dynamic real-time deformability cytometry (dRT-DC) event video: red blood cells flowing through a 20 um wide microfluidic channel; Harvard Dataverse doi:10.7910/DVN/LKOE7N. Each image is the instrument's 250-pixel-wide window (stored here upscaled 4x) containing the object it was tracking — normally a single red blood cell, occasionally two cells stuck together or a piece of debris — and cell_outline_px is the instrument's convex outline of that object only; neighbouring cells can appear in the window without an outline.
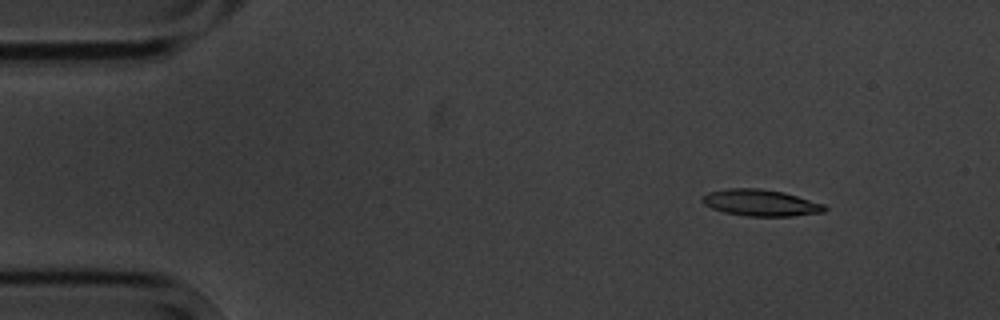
{"species": "common noctule bat (a hibernating species)", "species_latin": "Nyctalus noctula", "temperature_condition": "cold", "stored_images_in_passage": 4, "camera_frame_rate_fps": 3000, "um_per_image_px": 0.085, "animal": {"sex": "male", "body_mass_g": 20.1, "forearm_length_mm": 53.5}, "frame": {"image": 1, "passage_image": 2, "time_ms": 1.0, "image_size_px": [1000, 320], "cell_outline_px": [[828, 208], [824, 212], [792, 216], [744, 216], [724, 212], [712, 208], [704, 204], [700, 200], [708, 192], [728, 188], [760, 188], [784, 192], [824, 204]], "centroid_in_image_um": [64.66, 17.23], "position_along_channel_um": 20.3, "area_um2": 18.96}}